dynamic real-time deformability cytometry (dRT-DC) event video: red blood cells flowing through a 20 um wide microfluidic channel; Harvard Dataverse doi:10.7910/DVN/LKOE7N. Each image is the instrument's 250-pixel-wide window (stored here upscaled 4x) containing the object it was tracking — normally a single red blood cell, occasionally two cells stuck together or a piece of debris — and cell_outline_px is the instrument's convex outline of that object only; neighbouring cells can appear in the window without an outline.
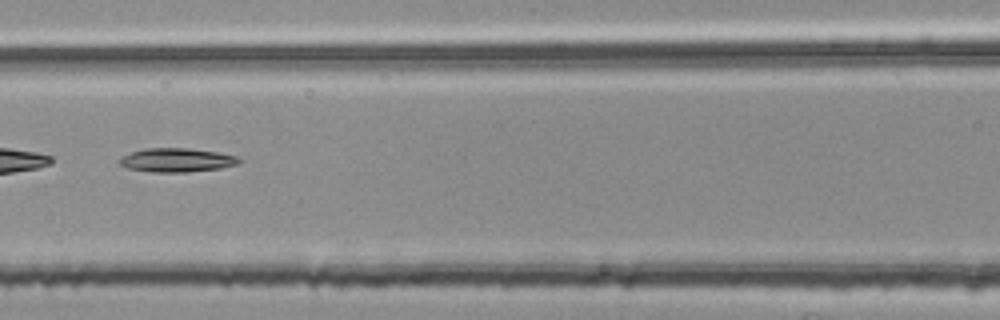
{"species": "common noctule bat (a hibernating species)", "species_latin": "Nyctalus noctula", "temperature_condition": "room temperature", "stored_images_in_passage": 6, "camera_frame_rate_fps": 3000, "um_per_image_px": 0.085, "animal": {"sex": "female", "body_mass_g": 25.1}, "frame": {"image": 1, "passage_image": 5, "time_ms": 1.333, "image_size_px": [1000, 320], "cell_outline_px": [[240, 160], [236, 164], [220, 168], [188, 172], [152, 172], [128, 168], [120, 164], [120, 160], [124, 156], [132, 152], [144, 148], [188, 148], [216, 152], [236, 156]], "centroid_in_image_um": [15.01, 13.61], "position_along_channel_um": 151.6, "area_um2": 16.3}}